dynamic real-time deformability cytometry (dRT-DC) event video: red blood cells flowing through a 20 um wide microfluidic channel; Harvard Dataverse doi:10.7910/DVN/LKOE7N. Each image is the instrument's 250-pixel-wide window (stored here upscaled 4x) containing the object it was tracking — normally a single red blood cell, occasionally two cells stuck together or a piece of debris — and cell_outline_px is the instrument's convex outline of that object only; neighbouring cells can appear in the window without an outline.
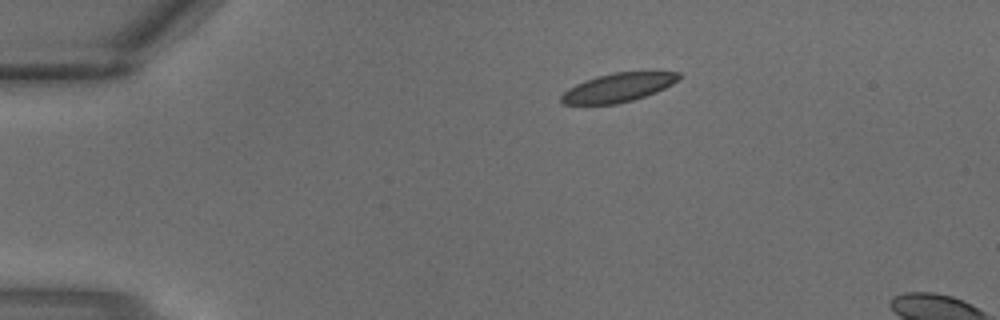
{"species": "common noctule bat (a hibernating species)", "species_latin": "Nyctalus noctula", "temperature_condition": "warm", "stored_images_in_passage": 2, "camera_frame_rate_fps": 3000, "um_per_image_px": 0.085, "animal": {"sex": "male", "body_mass_g": 18.8}, "frame": {"image": 1, "passage_image": 1, "time_ms": 0.0, "image_size_px": [1000, 320], "cell_outline_px": [[680, 76], [672, 84], [656, 92], [632, 100], [616, 104], [564, 104], [560, 100], [560, 96], [568, 88], [584, 80], [596, 76], [616, 72], [680, 72]], "centroid_in_image_um": [52.5, 7.44], "position_along_channel_um": 32.5, "area_um2": 19.48}}